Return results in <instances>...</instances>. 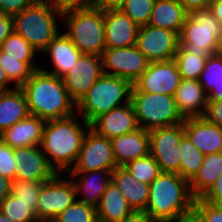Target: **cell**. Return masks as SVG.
Listing matches in <instances>:
<instances>
[{"label":"cell","mask_w":222,"mask_h":222,"mask_svg":"<svg viewBox=\"0 0 222 222\" xmlns=\"http://www.w3.org/2000/svg\"><path fill=\"white\" fill-rule=\"evenodd\" d=\"M25 93L29 113L45 121L63 119L74 115L76 103L56 75L43 69L34 70L21 86Z\"/></svg>","instance_id":"cell-1"},{"label":"cell","mask_w":222,"mask_h":222,"mask_svg":"<svg viewBox=\"0 0 222 222\" xmlns=\"http://www.w3.org/2000/svg\"><path fill=\"white\" fill-rule=\"evenodd\" d=\"M78 117L74 114L45 123L40 147L56 173L65 174L72 168L82 147L86 131L90 128V124L83 119L82 127L80 122L78 123Z\"/></svg>","instance_id":"cell-2"},{"label":"cell","mask_w":222,"mask_h":222,"mask_svg":"<svg viewBox=\"0 0 222 222\" xmlns=\"http://www.w3.org/2000/svg\"><path fill=\"white\" fill-rule=\"evenodd\" d=\"M189 181L178 174L161 172L150 184L145 213L154 222H174L193 211Z\"/></svg>","instance_id":"cell-3"},{"label":"cell","mask_w":222,"mask_h":222,"mask_svg":"<svg viewBox=\"0 0 222 222\" xmlns=\"http://www.w3.org/2000/svg\"><path fill=\"white\" fill-rule=\"evenodd\" d=\"M56 17L62 18V11L53 1L39 0L13 16V29L41 53L59 33Z\"/></svg>","instance_id":"cell-4"},{"label":"cell","mask_w":222,"mask_h":222,"mask_svg":"<svg viewBox=\"0 0 222 222\" xmlns=\"http://www.w3.org/2000/svg\"><path fill=\"white\" fill-rule=\"evenodd\" d=\"M132 89L130 81L103 73L76 104L77 111L90 124L98 116L130 103Z\"/></svg>","instance_id":"cell-5"},{"label":"cell","mask_w":222,"mask_h":222,"mask_svg":"<svg viewBox=\"0 0 222 222\" xmlns=\"http://www.w3.org/2000/svg\"><path fill=\"white\" fill-rule=\"evenodd\" d=\"M62 20L68 27L65 34L82 54L102 56L106 49L104 8L67 10L62 12Z\"/></svg>","instance_id":"cell-6"},{"label":"cell","mask_w":222,"mask_h":222,"mask_svg":"<svg viewBox=\"0 0 222 222\" xmlns=\"http://www.w3.org/2000/svg\"><path fill=\"white\" fill-rule=\"evenodd\" d=\"M222 25L209 9L189 12L179 34V45L198 57L208 58L217 50Z\"/></svg>","instance_id":"cell-7"},{"label":"cell","mask_w":222,"mask_h":222,"mask_svg":"<svg viewBox=\"0 0 222 222\" xmlns=\"http://www.w3.org/2000/svg\"><path fill=\"white\" fill-rule=\"evenodd\" d=\"M130 103L140 128L152 130L182 123L174 96L157 93L132 92Z\"/></svg>","instance_id":"cell-8"},{"label":"cell","mask_w":222,"mask_h":222,"mask_svg":"<svg viewBox=\"0 0 222 222\" xmlns=\"http://www.w3.org/2000/svg\"><path fill=\"white\" fill-rule=\"evenodd\" d=\"M185 135L183 122L149 130V153L163 173L179 175L180 143Z\"/></svg>","instance_id":"cell-9"},{"label":"cell","mask_w":222,"mask_h":222,"mask_svg":"<svg viewBox=\"0 0 222 222\" xmlns=\"http://www.w3.org/2000/svg\"><path fill=\"white\" fill-rule=\"evenodd\" d=\"M117 167L111 139L88 129L74 166L67 172L113 171Z\"/></svg>","instance_id":"cell-10"},{"label":"cell","mask_w":222,"mask_h":222,"mask_svg":"<svg viewBox=\"0 0 222 222\" xmlns=\"http://www.w3.org/2000/svg\"><path fill=\"white\" fill-rule=\"evenodd\" d=\"M60 175V173H56L43 184L40 190L36 209L38 221L55 219L76 200L72 180L62 178Z\"/></svg>","instance_id":"cell-11"},{"label":"cell","mask_w":222,"mask_h":222,"mask_svg":"<svg viewBox=\"0 0 222 222\" xmlns=\"http://www.w3.org/2000/svg\"><path fill=\"white\" fill-rule=\"evenodd\" d=\"M101 57L104 74L120 77L132 84L149 65V61L136 45L106 48Z\"/></svg>","instance_id":"cell-12"},{"label":"cell","mask_w":222,"mask_h":222,"mask_svg":"<svg viewBox=\"0 0 222 222\" xmlns=\"http://www.w3.org/2000/svg\"><path fill=\"white\" fill-rule=\"evenodd\" d=\"M136 46L149 62L173 60L179 48V34L147 24L139 27Z\"/></svg>","instance_id":"cell-13"},{"label":"cell","mask_w":222,"mask_h":222,"mask_svg":"<svg viewBox=\"0 0 222 222\" xmlns=\"http://www.w3.org/2000/svg\"><path fill=\"white\" fill-rule=\"evenodd\" d=\"M181 76L174 60L149 62L144 73L133 83L132 92L174 96Z\"/></svg>","instance_id":"cell-14"},{"label":"cell","mask_w":222,"mask_h":222,"mask_svg":"<svg viewBox=\"0 0 222 222\" xmlns=\"http://www.w3.org/2000/svg\"><path fill=\"white\" fill-rule=\"evenodd\" d=\"M102 74V57L82 54L62 81L70 98L77 104Z\"/></svg>","instance_id":"cell-15"},{"label":"cell","mask_w":222,"mask_h":222,"mask_svg":"<svg viewBox=\"0 0 222 222\" xmlns=\"http://www.w3.org/2000/svg\"><path fill=\"white\" fill-rule=\"evenodd\" d=\"M14 157L17 162L15 179L46 182L56 174L40 146L14 148Z\"/></svg>","instance_id":"cell-16"},{"label":"cell","mask_w":222,"mask_h":222,"mask_svg":"<svg viewBox=\"0 0 222 222\" xmlns=\"http://www.w3.org/2000/svg\"><path fill=\"white\" fill-rule=\"evenodd\" d=\"M139 26L119 8H104L106 48L136 45Z\"/></svg>","instance_id":"cell-17"},{"label":"cell","mask_w":222,"mask_h":222,"mask_svg":"<svg viewBox=\"0 0 222 222\" xmlns=\"http://www.w3.org/2000/svg\"><path fill=\"white\" fill-rule=\"evenodd\" d=\"M90 128L99 135L112 139L140 127L132 104L127 103L98 116L90 123Z\"/></svg>","instance_id":"cell-18"},{"label":"cell","mask_w":222,"mask_h":222,"mask_svg":"<svg viewBox=\"0 0 222 222\" xmlns=\"http://www.w3.org/2000/svg\"><path fill=\"white\" fill-rule=\"evenodd\" d=\"M183 127L185 135L204 155L222 152V127L205 116L184 119Z\"/></svg>","instance_id":"cell-19"},{"label":"cell","mask_w":222,"mask_h":222,"mask_svg":"<svg viewBox=\"0 0 222 222\" xmlns=\"http://www.w3.org/2000/svg\"><path fill=\"white\" fill-rule=\"evenodd\" d=\"M174 99L183 119L205 116L208 107L207 94L199 80L181 79Z\"/></svg>","instance_id":"cell-20"},{"label":"cell","mask_w":222,"mask_h":222,"mask_svg":"<svg viewBox=\"0 0 222 222\" xmlns=\"http://www.w3.org/2000/svg\"><path fill=\"white\" fill-rule=\"evenodd\" d=\"M70 173V174H69ZM65 174H69L74 187L76 198L81 195L77 201L82 203L91 205L93 207H97L101 197L103 196L104 191L106 190L108 184L111 182L112 172L105 170L98 171H86V172H66ZM79 177V181L75 178Z\"/></svg>","instance_id":"cell-21"},{"label":"cell","mask_w":222,"mask_h":222,"mask_svg":"<svg viewBox=\"0 0 222 222\" xmlns=\"http://www.w3.org/2000/svg\"><path fill=\"white\" fill-rule=\"evenodd\" d=\"M46 121L29 114L0 134V138L11 148L40 146Z\"/></svg>","instance_id":"cell-22"},{"label":"cell","mask_w":222,"mask_h":222,"mask_svg":"<svg viewBox=\"0 0 222 222\" xmlns=\"http://www.w3.org/2000/svg\"><path fill=\"white\" fill-rule=\"evenodd\" d=\"M42 53L50 56L53 65L52 71L46 68L43 71L59 78L66 75L82 55V52L65 33L57 34Z\"/></svg>","instance_id":"cell-23"},{"label":"cell","mask_w":222,"mask_h":222,"mask_svg":"<svg viewBox=\"0 0 222 222\" xmlns=\"http://www.w3.org/2000/svg\"><path fill=\"white\" fill-rule=\"evenodd\" d=\"M111 142L117 166L149 154V131L142 128L114 137Z\"/></svg>","instance_id":"cell-24"},{"label":"cell","mask_w":222,"mask_h":222,"mask_svg":"<svg viewBox=\"0 0 222 222\" xmlns=\"http://www.w3.org/2000/svg\"><path fill=\"white\" fill-rule=\"evenodd\" d=\"M111 181L120 190L134 211H145L150 185L137 181L123 166L112 171Z\"/></svg>","instance_id":"cell-25"},{"label":"cell","mask_w":222,"mask_h":222,"mask_svg":"<svg viewBox=\"0 0 222 222\" xmlns=\"http://www.w3.org/2000/svg\"><path fill=\"white\" fill-rule=\"evenodd\" d=\"M24 91L21 87L0 91V134L29 115Z\"/></svg>","instance_id":"cell-26"},{"label":"cell","mask_w":222,"mask_h":222,"mask_svg":"<svg viewBox=\"0 0 222 222\" xmlns=\"http://www.w3.org/2000/svg\"><path fill=\"white\" fill-rule=\"evenodd\" d=\"M187 15L178 0H155L148 25L180 34Z\"/></svg>","instance_id":"cell-27"},{"label":"cell","mask_w":222,"mask_h":222,"mask_svg":"<svg viewBox=\"0 0 222 222\" xmlns=\"http://www.w3.org/2000/svg\"><path fill=\"white\" fill-rule=\"evenodd\" d=\"M96 211L98 222H119L134 210L111 181L104 191Z\"/></svg>","instance_id":"cell-28"},{"label":"cell","mask_w":222,"mask_h":222,"mask_svg":"<svg viewBox=\"0 0 222 222\" xmlns=\"http://www.w3.org/2000/svg\"><path fill=\"white\" fill-rule=\"evenodd\" d=\"M222 174V152L205 155L202 166L189 181L191 193L195 199L201 198Z\"/></svg>","instance_id":"cell-29"},{"label":"cell","mask_w":222,"mask_h":222,"mask_svg":"<svg viewBox=\"0 0 222 222\" xmlns=\"http://www.w3.org/2000/svg\"><path fill=\"white\" fill-rule=\"evenodd\" d=\"M199 83L207 94L208 102L222 100V58L216 54L211 55L205 62L200 75ZM208 90V91H207Z\"/></svg>","instance_id":"cell-30"},{"label":"cell","mask_w":222,"mask_h":222,"mask_svg":"<svg viewBox=\"0 0 222 222\" xmlns=\"http://www.w3.org/2000/svg\"><path fill=\"white\" fill-rule=\"evenodd\" d=\"M33 59L3 57V52L0 50V66L4 69L9 81L11 83L13 81L15 87H21L34 70L40 69V66L34 64Z\"/></svg>","instance_id":"cell-31"},{"label":"cell","mask_w":222,"mask_h":222,"mask_svg":"<svg viewBox=\"0 0 222 222\" xmlns=\"http://www.w3.org/2000/svg\"><path fill=\"white\" fill-rule=\"evenodd\" d=\"M179 149V175L190 181L202 166L205 155L188 139L186 135L182 137Z\"/></svg>","instance_id":"cell-32"},{"label":"cell","mask_w":222,"mask_h":222,"mask_svg":"<svg viewBox=\"0 0 222 222\" xmlns=\"http://www.w3.org/2000/svg\"><path fill=\"white\" fill-rule=\"evenodd\" d=\"M207 59L189 53L179 45L173 60L176 62L181 79L199 80Z\"/></svg>","instance_id":"cell-33"},{"label":"cell","mask_w":222,"mask_h":222,"mask_svg":"<svg viewBox=\"0 0 222 222\" xmlns=\"http://www.w3.org/2000/svg\"><path fill=\"white\" fill-rule=\"evenodd\" d=\"M123 167L137 181L148 185L161 173L158 163L150 153L144 157L127 162Z\"/></svg>","instance_id":"cell-34"},{"label":"cell","mask_w":222,"mask_h":222,"mask_svg":"<svg viewBox=\"0 0 222 222\" xmlns=\"http://www.w3.org/2000/svg\"><path fill=\"white\" fill-rule=\"evenodd\" d=\"M0 211L13 222H38L36 212L32 207L12 194L0 203Z\"/></svg>","instance_id":"cell-35"},{"label":"cell","mask_w":222,"mask_h":222,"mask_svg":"<svg viewBox=\"0 0 222 222\" xmlns=\"http://www.w3.org/2000/svg\"><path fill=\"white\" fill-rule=\"evenodd\" d=\"M155 0H123L117 7L139 27L147 25Z\"/></svg>","instance_id":"cell-36"},{"label":"cell","mask_w":222,"mask_h":222,"mask_svg":"<svg viewBox=\"0 0 222 222\" xmlns=\"http://www.w3.org/2000/svg\"><path fill=\"white\" fill-rule=\"evenodd\" d=\"M3 57L34 58L38 53L21 35L14 31L1 43Z\"/></svg>","instance_id":"cell-37"},{"label":"cell","mask_w":222,"mask_h":222,"mask_svg":"<svg viewBox=\"0 0 222 222\" xmlns=\"http://www.w3.org/2000/svg\"><path fill=\"white\" fill-rule=\"evenodd\" d=\"M55 220L57 222H98L96 207L77 200L61 212Z\"/></svg>","instance_id":"cell-38"},{"label":"cell","mask_w":222,"mask_h":222,"mask_svg":"<svg viewBox=\"0 0 222 222\" xmlns=\"http://www.w3.org/2000/svg\"><path fill=\"white\" fill-rule=\"evenodd\" d=\"M44 183L14 179L12 181L11 194L21 199L24 203L29 204L36 212L39 193Z\"/></svg>","instance_id":"cell-39"},{"label":"cell","mask_w":222,"mask_h":222,"mask_svg":"<svg viewBox=\"0 0 222 222\" xmlns=\"http://www.w3.org/2000/svg\"><path fill=\"white\" fill-rule=\"evenodd\" d=\"M17 162L14 157V148H11L0 138V175L15 179Z\"/></svg>","instance_id":"cell-40"},{"label":"cell","mask_w":222,"mask_h":222,"mask_svg":"<svg viewBox=\"0 0 222 222\" xmlns=\"http://www.w3.org/2000/svg\"><path fill=\"white\" fill-rule=\"evenodd\" d=\"M193 211L200 217L202 222H222V207L207 202L202 198L195 199Z\"/></svg>","instance_id":"cell-41"},{"label":"cell","mask_w":222,"mask_h":222,"mask_svg":"<svg viewBox=\"0 0 222 222\" xmlns=\"http://www.w3.org/2000/svg\"><path fill=\"white\" fill-rule=\"evenodd\" d=\"M39 0H0V13L14 16Z\"/></svg>","instance_id":"cell-42"},{"label":"cell","mask_w":222,"mask_h":222,"mask_svg":"<svg viewBox=\"0 0 222 222\" xmlns=\"http://www.w3.org/2000/svg\"><path fill=\"white\" fill-rule=\"evenodd\" d=\"M52 1L62 12L71 9L96 7V0H52Z\"/></svg>","instance_id":"cell-43"},{"label":"cell","mask_w":222,"mask_h":222,"mask_svg":"<svg viewBox=\"0 0 222 222\" xmlns=\"http://www.w3.org/2000/svg\"><path fill=\"white\" fill-rule=\"evenodd\" d=\"M201 198L207 202L222 207V174Z\"/></svg>","instance_id":"cell-44"},{"label":"cell","mask_w":222,"mask_h":222,"mask_svg":"<svg viewBox=\"0 0 222 222\" xmlns=\"http://www.w3.org/2000/svg\"><path fill=\"white\" fill-rule=\"evenodd\" d=\"M205 117L212 123L222 127V100L208 102Z\"/></svg>","instance_id":"cell-45"},{"label":"cell","mask_w":222,"mask_h":222,"mask_svg":"<svg viewBox=\"0 0 222 222\" xmlns=\"http://www.w3.org/2000/svg\"><path fill=\"white\" fill-rule=\"evenodd\" d=\"M13 31V16L0 13V45Z\"/></svg>","instance_id":"cell-46"},{"label":"cell","mask_w":222,"mask_h":222,"mask_svg":"<svg viewBox=\"0 0 222 222\" xmlns=\"http://www.w3.org/2000/svg\"><path fill=\"white\" fill-rule=\"evenodd\" d=\"M181 5L184 7L187 13L196 11L209 9L210 3L212 0H178Z\"/></svg>","instance_id":"cell-47"},{"label":"cell","mask_w":222,"mask_h":222,"mask_svg":"<svg viewBox=\"0 0 222 222\" xmlns=\"http://www.w3.org/2000/svg\"><path fill=\"white\" fill-rule=\"evenodd\" d=\"M119 222H154L144 211H133Z\"/></svg>","instance_id":"cell-48"},{"label":"cell","mask_w":222,"mask_h":222,"mask_svg":"<svg viewBox=\"0 0 222 222\" xmlns=\"http://www.w3.org/2000/svg\"><path fill=\"white\" fill-rule=\"evenodd\" d=\"M12 180L0 175V203L11 194Z\"/></svg>","instance_id":"cell-49"},{"label":"cell","mask_w":222,"mask_h":222,"mask_svg":"<svg viewBox=\"0 0 222 222\" xmlns=\"http://www.w3.org/2000/svg\"><path fill=\"white\" fill-rule=\"evenodd\" d=\"M209 10L222 25V0H212L209 6Z\"/></svg>","instance_id":"cell-50"},{"label":"cell","mask_w":222,"mask_h":222,"mask_svg":"<svg viewBox=\"0 0 222 222\" xmlns=\"http://www.w3.org/2000/svg\"><path fill=\"white\" fill-rule=\"evenodd\" d=\"M123 0H96L97 8H117Z\"/></svg>","instance_id":"cell-51"},{"label":"cell","mask_w":222,"mask_h":222,"mask_svg":"<svg viewBox=\"0 0 222 222\" xmlns=\"http://www.w3.org/2000/svg\"><path fill=\"white\" fill-rule=\"evenodd\" d=\"M174 222H202V220L194 211H192L188 214L182 215Z\"/></svg>","instance_id":"cell-52"},{"label":"cell","mask_w":222,"mask_h":222,"mask_svg":"<svg viewBox=\"0 0 222 222\" xmlns=\"http://www.w3.org/2000/svg\"><path fill=\"white\" fill-rule=\"evenodd\" d=\"M10 81L5 74L4 69L0 66V91L10 90L12 87H8Z\"/></svg>","instance_id":"cell-53"},{"label":"cell","mask_w":222,"mask_h":222,"mask_svg":"<svg viewBox=\"0 0 222 222\" xmlns=\"http://www.w3.org/2000/svg\"><path fill=\"white\" fill-rule=\"evenodd\" d=\"M215 54L222 58V35L218 39V45H217V50H216Z\"/></svg>","instance_id":"cell-54"},{"label":"cell","mask_w":222,"mask_h":222,"mask_svg":"<svg viewBox=\"0 0 222 222\" xmlns=\"http://www.w3.org/2000/svg\"><path fill=\"white\" fill-rule=\"evenodd\" d=\"M0 222H13V221L0 211Z\"/></svg>","instance_id":"cell-55"},{"label":"cell","mask_w":222,"mask_h":222,"mask_svg":"<svg viewBox=\"0 0 222 222\" xmlns=\"http://www.w3.org/2000/svg\"><path fill=\"white\" fill-rule=\"evenodd\" d=\"M43 222H57L55 219H51V220H47V221H43Z\"/></svg>","instance_id":"cell-56"}]
</instances>
